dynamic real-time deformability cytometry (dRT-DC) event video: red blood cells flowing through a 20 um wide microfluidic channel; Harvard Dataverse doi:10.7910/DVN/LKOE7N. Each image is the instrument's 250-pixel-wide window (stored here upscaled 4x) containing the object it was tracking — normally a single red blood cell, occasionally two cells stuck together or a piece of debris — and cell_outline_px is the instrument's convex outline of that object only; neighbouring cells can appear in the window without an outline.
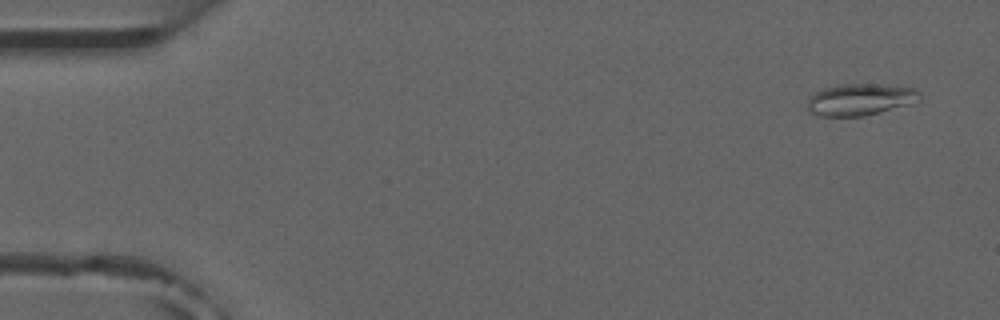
{"species": "common noctule bat (a hibernating species)", "species_latin": "Nyctalus noctula", "temperature_condition": "room temperature", "stored_images_in_passage": 6, "camera_frame_rate_fps": 3000, "um_per_image_px": 0.085, "animal": {"sex": "male", "forearm_length_mm": 52.5}, "frame": {"image": 1, "passage_image": 1, "time_ms": 0.0, "image_size_px": [1000, 320], "cell_outline_px": [[920, 100], [908, 104], [880, 112], [864, 116], [820, 116], [808, 112], [808, 96], [824, 88], [840, 84], [880, 84], [916, 88], [920, 92]], "centroid_in_image_um": [73.1, 8.45], "position_along_channel_um": 11.9, "area_um2": 20.81}}
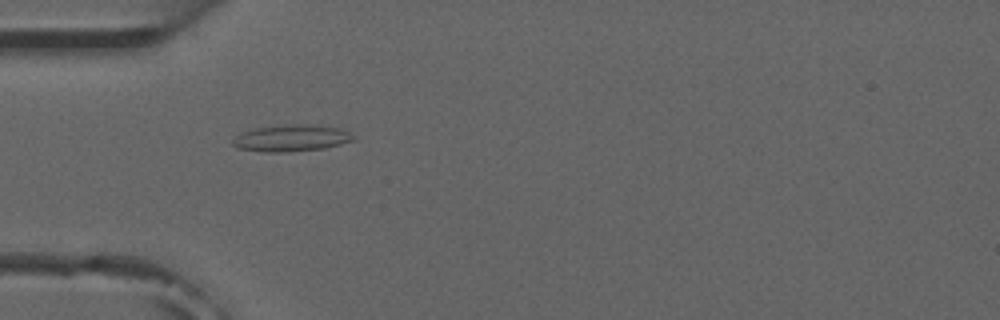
{"frame": {"image": 2, "passage_image": 5, "time_ms": 4.333, "image_size_px": [1000, 320], "cell_outline_px": [[356, 140], [324, 148], [288, 152], [264, 152], [240, 148], [232, 144], [232, 140], [236, 136], [252, 128], [296, 124], [308, 124], [336, 128], [348, 132], [356, 136]], "centroid_in_image_um": [24.78, 11.74], "position_along_channel_um": 60.2, "area_um2": 18.55}}
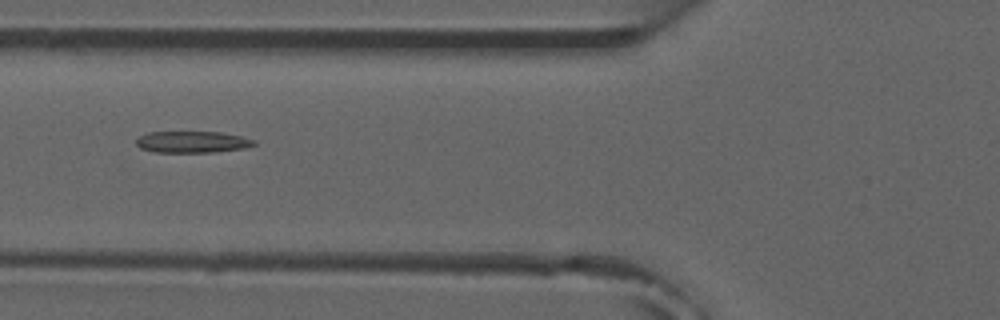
{"frame": {"image": 3, "passage_image": 6, "time_ms": 5.667, "image_size_px": [1000, 320], "cell_outline_px": [[256, 144], [244, 148], [216, 152], [156, 152], [140, 148], [136, 144], [136, 140], [140, 136], [148, 132], [220, 132], [240, 136], [256, 140]], "centroid_in_image_um": [16.35, 12.07], "position_along_channel_um": 109.4, "area_um2": 14.74}}